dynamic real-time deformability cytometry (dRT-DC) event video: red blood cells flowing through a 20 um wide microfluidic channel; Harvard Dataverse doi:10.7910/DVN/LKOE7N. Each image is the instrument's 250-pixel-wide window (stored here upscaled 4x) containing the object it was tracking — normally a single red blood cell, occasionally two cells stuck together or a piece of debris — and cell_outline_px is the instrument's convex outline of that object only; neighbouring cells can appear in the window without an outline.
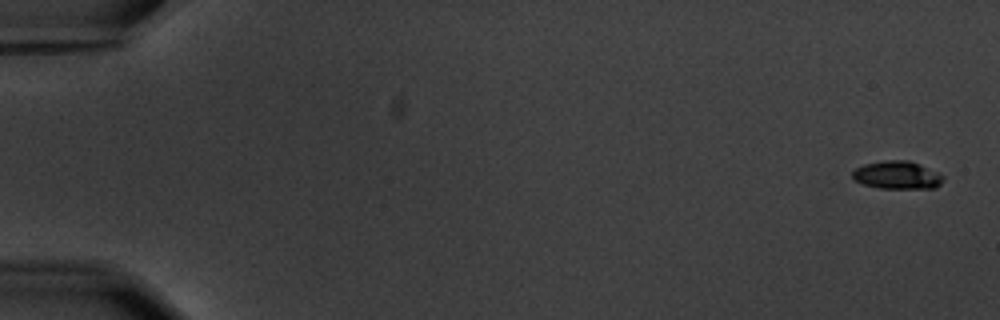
{"species": "common noctule bat (a hibernating species)", "species_latin": "Nyctalus noctula", "temperature_condition": "warm", "stored_images_in_passage": 10, "camera_frame_rate_fps": 3000, "um_per_image_px": 0.085, "animal": {"sex": "male", "body_mass_g": 20.1, "forearm_length_mm": 53.5}, "frame": {"image": 1, "passage_image": 1, "time_ms": 0.0, "image_size_px": [1000, 320], "cell_outline_px": [[944, 180], [936, 188], [880, 188], [864, 184], [852, 180], [852, 172], [856, 168], [864, 164], [884, 160], [908, 160], [920, 164], [944, 176]], "centroid_in_image_um": [76.25, 14.88], "position_along_channel_um": 8.8, "area_um2": 14.8}}
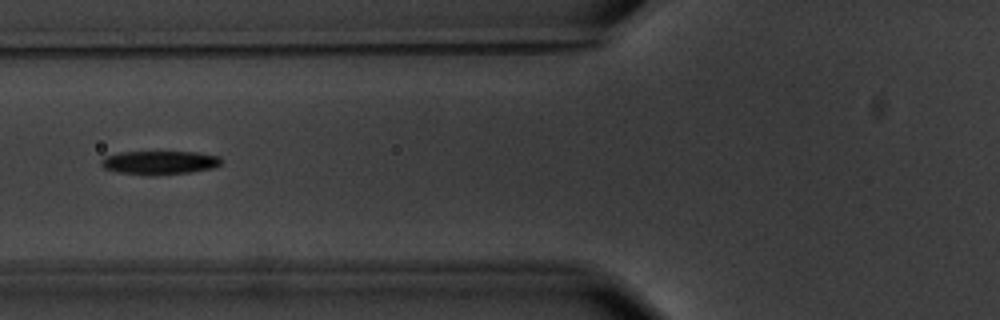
{"frame": {"image": 2, "passage_image": 7, "time_ms": 7.333, "image_size_px": [1000, 320], "cell_outline_px": [[224, 160], [216, 168], [192, 172], [156, 176], [148, 176], [116, 172], [104, 168], [100, 164], [100, 160], [104, 156], [120, 152], [196, 152], [220, 156]], "centroid_in_image_um": [13.58, 13.83], "position_along_channel_um": 112.2, "area_um2": 17.05}}
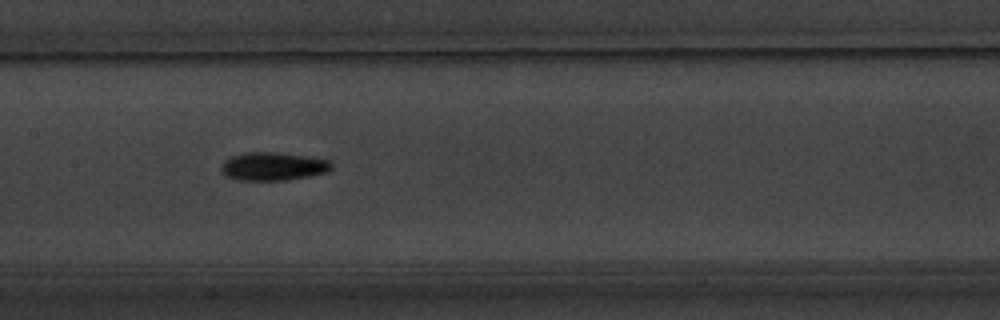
{"frame": {"image": 3, "passage_image": 9, "time_ms": 9.333, "image_size_px": [1000, 320], "cell_outline_px": [[332, 168], [328, 172], [288, 180], [236, 180], [224, 176], [220, 172], [220, 168], [224, 160], [232, 156], [244, 152], [272, 152], [308, 156], [328, 160], [332, 164]], "centroid_in_image_um": [23.17, 14.14], "position_along_channel_um": 184.2, "area_um2": 18.32}}